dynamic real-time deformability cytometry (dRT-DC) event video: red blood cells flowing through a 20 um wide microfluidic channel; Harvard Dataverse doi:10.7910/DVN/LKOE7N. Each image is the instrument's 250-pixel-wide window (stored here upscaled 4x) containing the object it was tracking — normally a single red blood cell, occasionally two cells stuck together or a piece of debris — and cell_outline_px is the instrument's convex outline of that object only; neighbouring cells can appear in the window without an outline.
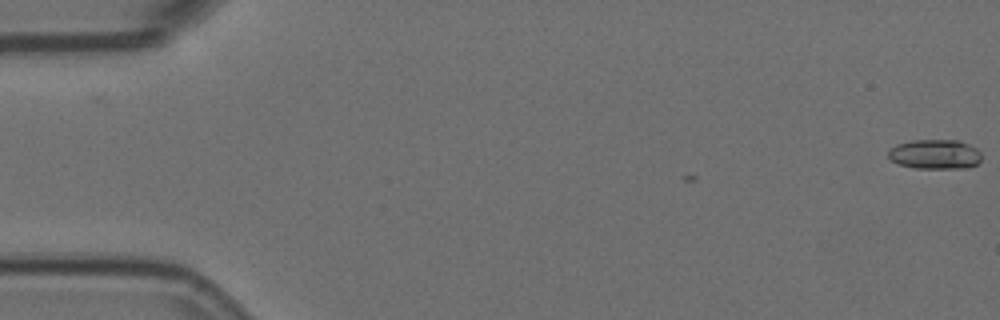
{"species": "Egyptian fruit bat (a non-hibernating species)", "species_latin": "Rousettus aegyptiacus", "temperature_condition": "room temperature", "stored_images_in_passage": 4, "camera_frame_rate_fps": 3000, "um_per_image_px": 0.085, "animal": {"sex": "female"}, "frame": {"image": 1, "passage_image": 1, "time_ms": 0.0, "image_size_px": [1000, 320], "cell_outline_px": [[980, 160], [976, 164], [968, 168], [916, 168], [900, 164], [892, 160], [888, 156], [888, 152], [896, 144], [912, 140], [960, 140], [976, 148], [980, 152]], "centroid_in_image_um": [79.49, 13.1], "position_along_channel_um": 5.5, "area_um2": 16.01}}